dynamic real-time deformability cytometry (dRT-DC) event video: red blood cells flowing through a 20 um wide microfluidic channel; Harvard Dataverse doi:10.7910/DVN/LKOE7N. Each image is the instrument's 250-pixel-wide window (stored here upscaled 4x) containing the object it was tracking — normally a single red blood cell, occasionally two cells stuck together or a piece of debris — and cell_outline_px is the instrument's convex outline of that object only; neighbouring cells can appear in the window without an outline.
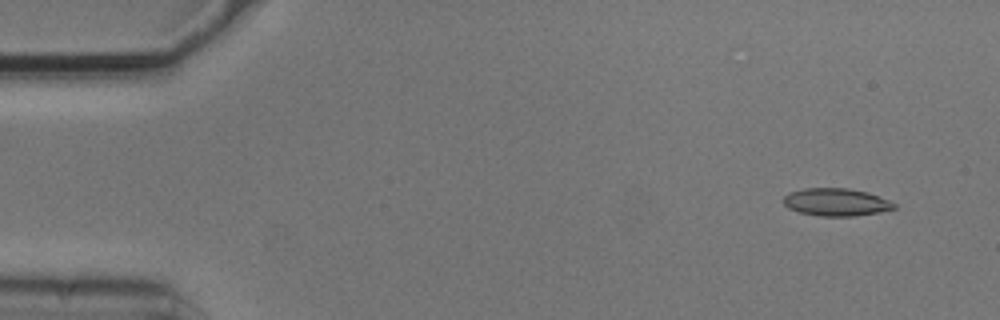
{"species": "common noctule bat (a hibernating species)", "species_latin": "Nyctalus noctula", "temperature_condition": "cold", "stored_images_in_passage": 4, "camera_frame_rate_fps": 3000, "um_per_image_px": 0.085, "animal": {"sex": "male", "body_mass_g": 20.5, "forearm_length_mm": 52.5}, "frame": {"image": 1, "passage_image": 1, "time_ms": 0.0, "image_size_px": [1000, 320], "cell_outline_px": [[896, 208], [880, 212], [856, 216], [816, 216], [800, 212], [788, 208], [784, 204], [784, 196], [788, 192], [804, 188], [848, 188], [868, 192], [888, 200], [896, 204]], "centroid_in_image_um": [71.06, 17.18], "position_along_channel_um": 13.9, "area_um2": 17.92}}
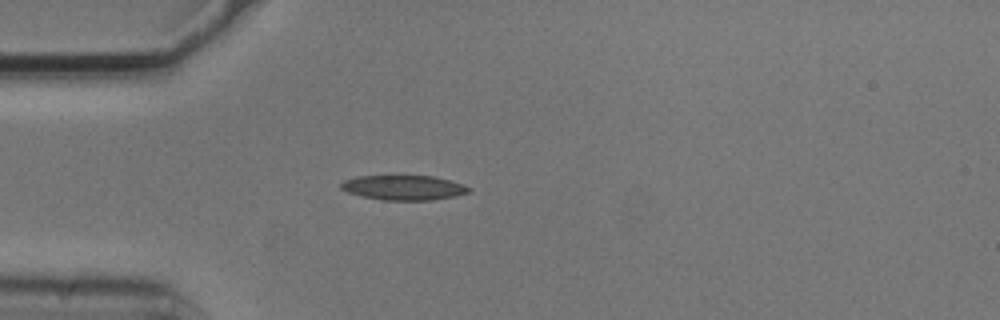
{"frame": {"image": 2, "passage_image": 3, "time_ms": 0.667, "image_size_px": [1000, 320], "cell_outline_px": [[472, 188], [468, 192], [456, 196], [432, 200], [384, 200], [360, 196], [348, 192], [340, 188], [340, 184], [344, 180], [356, 176], [432, 176], [452, 180], [464, 184]], "centroid_in_image_um": [34.33, 15.95], "position_along_channel_um": 50.7, "area_um2": 18.55}}